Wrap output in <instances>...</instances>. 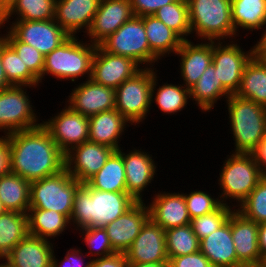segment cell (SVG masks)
<instances>
[{"mask_svg": "<svg viewBox=\"0 0 266 267\" xmlns=\"http://www.w3.org/2000/svg\"><path fill=\"white\" fill-rule=\"evenodd\" d=\"M5 137L10 145L12 173L33 182L56 175L65 169V154L42 124Z\"/></svg>", "mask_w": 266, "mask_h": 267, "instance_id": "1", "label": "cell"}, {"mask_svg": "<svg viewBox=\"0 0 266 267\" xmlns=\"http://www.w3.org/2000/svg\"><path fill=\"white\" fill-rule=\"evenodd\" d=\"M136 202L127 192L96 190L83 183L75 193L70 223L76 231L82 228L105 227Z\"/></svg>", "mask_w": 266, "mask_h": 267, "instance_id": "2", "label": "cell"}, {"mask_svg": "<svg viewBox=\"0 0 266 267\" xmlns=\"http://www.w3.org/2000/svg\"><path fill=\"white\" fill-rule=\"evenodd\" d=\"M234 153H251L266 136V108L250 99L230 95L226 100Z\"/></svg>", "mask_w": 266, "mask_h": 267, "instance_id": "3", "label": "cell"}, {"mask_svg": "<svg viewBox=\"0 0 266 267\" xmlns=\"http://www.w3.org/2000/svg\"><path fill=\"white\" fill-rule=\"evenodd\" d=\"M78 36H69L62 44L45 55L41 83L44 77L52 75L60 81H75L79 78L91 79L92 59L96 44L85 41ZM88 42V43H86ZM49 74V75H48ZM77 79V80H76Z\"/></svg>", "mask_w": 266, "mask_h": 267, "instance_id": "4", "label": "cell"}, {"mask_svg": "<svg viewBox=\"0 0 266 267\" xmlns=\"http://www.w3.org/2000/svg\"><path fill=\"white\" fill-rule=\"evenodd\" d=\"M187 3L191 35L195 33L201 41L235 40L231 0H187Z\"/></svg>", "mask_w": 266, "mask_h": 267, "instance_id": "5", "label": "cell"}, {"mask_svg": "<svg viewBox=\"0 0 266 267\" xmlns=\"http://www.w3.org/2000/svg\"><path fill=\"white\" fill-rule=\"evenodd\" d=\"M230 154L223 162L219 173L218 186L221 193L218 197L224 205L231 206L232 201L237 202L236 205L232 203V206L237 208V205L239 206L256 188L264 175L250 153Z\"/></svg>", "mask_w": 266, "mask_h": 267, "instance_id": "6", "label": "cell"}, {"mask_svg": "<svg viewBox=\"0 0 266 267\" xmlns=\"http://www.w3.org/2000/svg\"><path fill=\"white\" fill-rule=\"evenodd\" d=\"M81 185L66 169L30 182L29 208L54 210L70 219L75 193Z\"/></svg>", "mask_w": 266, "mask_h": 267, "instance_id": "7", "label": "cell"}, {"mask_svg": "<svg viewBox=\"0 0 266 267\" xmlns=\"http://www.w3.org/2000/svg\"><path fill=\"white\" fill-rule=\"evenodd\" d=\"M99 45L109 53L132 59L143 68H153L160 60L150 50L143 20L139 16H133Z\"/></svg>", "mask_w": 266, "mask_h": 267, "instance_id": "8", "label": "cell"}, {"mask_svg": "<svg viewBox=\"0 0 266 267\" xmlns=\"http://www.w3.org/2000/svg\"><path fill=\"white\" fill-rule=\"evenodd\" d=\"M156 68H142L115 89V109L130 125L143 123L151 110V89ZM155 70V71H154Z\"/></svg>", "mask_w": 266, "mask_h": 267, "instance_id": "9", "label": "cell"}, {"mask_svg": "<svg viewBox=\"0 0 266 267\" xmlns=\"http://www.w3.org/2000/svg\"><path fill=\"white\" fill-rule=\"evenodd\" d=\"M26 87L31 88L12 85L0 91V132H5L4 136L41 125Z\"/></svg>", "mask_w": 266, "mask_h": 267, "instance_id": "10", "label": "cell"}, {"mask_svg": "<svg viewBox=\"0 0 266 267\" xmlns=\"http://www.w3.org/2000/svg\"><path fill=\"white\" fill-rule=\"evenodd\" d=\"M229 42L212 41V64L218 80L232 95L238 91L245 66L254 56V51L252 46L248 51H243L245 49L235 40Z\"/></svg>", "mask_w": 266, "mask_h": 267, "instance_id": "11", "label": "cell"}, {"mask_svg": "<svg viewBox=\"0 0 266 267\" xmlns=\"http://www.w3.org/2000/svg\"><path fill=\"white\" fill-rule=\"evenodd\" d=\"M41 124L64 154L89 141V118L74 112L68 105Z\"/></svg>", "mask_w": 266, "mask_h": 267, "instance_id": "12", "label": "cell"}, {"mask_svg": "<svg viewBox=\"0 0 266 267\" xmlns=\"http://www.w3.org/2000/svg\"><path fill=\"white\" fill-rule=\"evenodd\" d=\"M7 29L21 42L33 46L47 55L62 44L70 35L54 20L23 21L8 23Z\"/></svg>", "mask_w": 266, "mask_h": 267, "instance_id": "13", "label": "cell"}, {"mask_svg": "<svg viewBox=\"0 0 266 267\" xmlns=\"http://www.w3.org/2000/svg\"><path fill=\"white\" fill-rule=\"evenodd\" d=\"M141 69L132 59L109 53L97 45L92 59L91 79L97 84L116 89Z\"/></svg>", "mask_w": 266, "mask_h": 267, "instance_id": "14", "label": "cell"}, {"mask_svg": "<svg viewBox=\"0 0 266 267\" xmlns=\"http://www.w3.org/2000/svg\"><path fill=\"white\" fill-rule=\"evenodd\" d=\"M115 150L91 141L73 147L65 154V169L80 183H86L106 163Z\"/></svg>", "mask_w": 266, "mask_h": 267, "instance_id": "15", "label": "cell"}, {"mask_svg": "<svg viewBox=\"0 0 266 267\" xmlns=\"http://www.w3.org/2000/svg\"><path fill=\"white\" fill-rule=\"evenodd\" d=\"M83 83L71 90L66 99L74 112L91 117L100 112L115 109V89L95 83L92 79H85ZM68 103V104H67Z\"/></svg>", "mask_w": 266, "mask_h": 267, "instance_id": "16", "label": "cell"}, {"mask_svg": "<svg viewBox=\"0 0 266 267\" xmlns=\"http://www.w3.org/2000/svg\"><path fill=\"white\" fill-rule=\"evenodd\" d=\"M125 256L129 264L168 263L165 231L149 219L125 251Z\"/></svg>", "mask_w": 266, "mask_h": 267, "instance_id": "17", "label": "cell"}, {"mask_svg": "<svg viewBox=\"0 0 266 267\" xmlns=\"http://www.w3.org/2000/svg\"><path fill=\"white\" fill-rule=\"evenodd\" d=\"M123 157L127 193L136 201H144V190L157 175V163L154 157L142 149L133 148L127 154L121 148L117 150ZM153 158V159H152ZM146 188V189H145Z\"/></svg>", "mask_w": 266, "mask_h": 267, "instance_id": "18", "label": "cell"}, {"mask_svg": "<svg viewBox=\"0 0 266 267\" xmlns=\"http://www.w3.org/2000/svg\"><path fill=\"white\" fill-rule=\"evenodd\" d=\"M150 219L149 207L137 201L129 210L104 227L116 252L125 253Z\"/></svg>", "mask_w": 266, "mask_h": 267, "instance_id": "19", "label": "cell"}, {"mask_svg": "<svg viewBox=\"0 0 266 267\" xmlns=\"http://www.w3.org/2000/svg\"><path fill=\"white\" fill-rule=\"evenodd\" d=\"M134 16L130 0H100L91 28L86 35L99 45Z\"/></svg>", "mask_w": 266, "mask_h": 267, "instance_id": "20", "label": "cell"}, {"mask_svg": "<svg viewBox=\"0 0 266 267\" xmlns=\"http://www.w3.org/2000/svg\"><path fill=\"white\" fill-rule=\"evenodd\" d=\"M148 202L150 219L164 231L174 227L189 225L186 201L182 192H166L159 190Z\"/></svg>", "mask_w": 266, "mask_h": 267, "instance_id": "21", "label": "cell"}, {"mask_svg": "<svg viewBox=\"0 0 266 267\" xmlns=\"http://www.w3.org/2000/svg\"><path fill=\"white\" fill-rule=\"evenodd\" d=\"M259 223L248 219L236 208L231 212V233L237 259L245 267H255L261 263L258 244Z\"/></svg>", "mask_w": 266, "mask_h": 267, "instance_id": "22", "label": "cell"}, {"mask_svg": "<svg viewBox=\"0 0 266 267\" xmlns=\"http://www.w3.org/2000/svg\"><path fill=\"white\" fill-rule=\"evenodd\" d=\"M100 0H56L54 20L70 35L91 28ZM85 29V31H84Z\"/></svg>", "mask_w": 266, "mask_h": 267, "instance_id": "23", "label": "cell"}, {"mask_svg": "<svg viewBox=\"0 0 266 267\" xmlns=\"http://www.w3.org/2000/svg\"><path fill=\"white\" fill-rule=\"evenodd\" d=\"M192 40L182 42L176 55L180 62V74L183 85L190 89L212 63V41L194 43Z\"/></svg>", "mask_w": 266, "mask_h": 267, "instance_id": "24", "label": "cell"}, {"mask_svg": "<svg viewBox=\"0 0 266 267\" xmlns=\"http://www.w3.org/2000/svg\"><path fill=\"white\" fill-rule=\"evenodd\" d=\"M199 246L213 267H245L237 259L231 233V214L216 231L200 240Z\"/></svg>", "mask_w": 266, "mask_h": 267, "instance_id": "25", "label": "cell"}, {"mask_svg": "<svg viewBox=\"0 0 266 267\" xmlns=\"http://www.w3.org/2000/svg\"><path fill=\"white\" fill-rule=\"evenodd\" d=\"M54 243L27 235L3 259L12 267H51Z\"/></svg>", "mask_w": 266, "mask_h": 267, "instance_id": "26", "label": "cell"}, {"mask_svg": "<svg viewBox=\"0 0 266 267\" xmlns=\"http://www.w3.org/2000/svg\"><path fill=\"white\" fill-rule=\"evenodd\" d=\"M116 109L100 112L89 117V141L119 150L125 128L131 126Z\"/></svg>", "mask_w": 266, "mask_h": 267, "instance_id": "27", "label": "cell"}, {"mask_svg": "<svg viewBox=\"0 0 266 267\" xmlns=\"http://www.w3.org/2000/svg\"><path fill=\"white\" fill-rule=\"evenodd\" d=\"M141 18L150 50L160 60L166 58V55L175 54L184 40L154 15H146Z\"/></svg>", "mask_w": 266, "mask_h": 267, "instance_id": "28", "label": "cell"}, {"mask_svg": "<svg viewBox=\"0 0 266 267\" xmlns=\"http://www.w3.org/2000/svg\"><path fill=\"white\" fill-rule=\"evenodd\" d=\"M230 95L218 80L217 71L212 63L190 88V100L195 101L196 106L204 113L210 112L219 99H227Z\"/></svg>", "mask_w": 266, "mask_h": 267, "instance_id": "29", "label": "cell"}, {"mask_svg": "<svg viewBox=\"0 0 266 267\" xmlns=\"http://www.w3.org/2000/svg\"><path fill=\"white\" fill-rule=\"evenodd\" d=\"M27 215L29 235L42 239L57 238L69 228L68 226L72 227L66 215L54 210L29 208Z\"/></svg>", "mask_w": 266, "mask_h": 267, "instance_id": "30", "label": "cell"}, {"mask_svg": "<svg viewBox=\"0 0 266 267\" xmlns=\"http://www.w3.org/2000/svg\"><path fill=\"white\" fill-rule=\"evenodd\" d=\"M237 96L250 99L266 108V64L253 56L245 66Z\"/></svg>", "mask_w": 266, "mask_h": 267, "instance_id": "31", "label": "cell"}, {"mask_svg": "<svg viewBox=\"0 0 266 267\" xmlns=\"http://www.w3.org/2000/svg\"><path fill=\"white\" fill-rule=\"evenodd\" d=\"M231 20L236 37L240 29L260 30L266 20V0H231Z\"/></svg>", "mask_w": 266, "mask_h": 267, "instance_id": "32", "label": "cell"}, {"mask_svg": "<svg viewBox=\"0 0 266 267\" xmlns=\"http://www.w3.org/2000/svg\"><path fill=\"white\" fill-rule=\"evenodd\" d=\"M158 73L154 75L151 89V105L156 103L158 108L163 114H177L185 110L190 96V89L186 88L183 84H168L158 86ZM156 93V94H155ZM155 101V102H154ZM184 108V109H183Z\"/></svg>", "mask_w": 266, "mask_h": 267, "instance_id": "33", "label": "cell"}, {"mask_svg": "<svg viewBox=\"0 0 266 267\" xmlns=\"http://www.w3.org/2000/svg\"><path fill=\"white\" fill-rule=\"evenodd\" d=\"M91 188L110 192H127L123 157L114 151L105 165L86 182Z\"/></svg>", "mask_w": 266, "mask_h": 267, "instance_id": "34", "label": "cell"}, {"mask_svg": "<svg viewBox=\"0 0 266 267\" xmlns=\"http://www.w3.org/2000/svg\"><path fill=\"white\" fill-rule=\"evenodd\" d=\"M0 200L7 211L27 214L30 202V182L12 172L1 176Z\"/></svg>", "mask_w": 266, "mask_h": 267, "instance_id": "35", "label": "cell"}, {"mask_svg": "<svg viewBox=\"0 0 266 267\" xmlns=\"http://www.w3.org/2000/svg\"><path fill=\"white\" fill-rule=\"evenodd\" d=\"M28 215L6 211L0 215V262L28 235Z\"/></svg>", "mask_w": 266, "mask_h": 267, "instance_id": "36", "label": "cell"}, {"mask_svg": "<svg viewBox=\"0 0 266 267\" xmlns=\"http://www.w3.org/2000/svg\"><path fill=\"white\" fill-rule=\"evenodd\" d=\"M0 54L6 79L11 85L39 86V80L28 70L16 51L0 36Z\"/></svg>", "mask_w": 266, "mask_h": 267, "instance_id": "37", "label": "cell"}, {"mask_svg": "<svg viewBox=\"0 0 266 267\" xmlns=\"http://www.w3.org/2000/svg\"><path fill=\"white\" fill-rule=\"evenodd\" d=\"M56 0H11L7 5L8 23L14 18L23 21H44L55 18Z\"/></svg>", "mask_w": 266, "mask_h": 267, "instance_id": "38", "label": "cell"}, {"mask_svg": "<svg viewBox=\"0 0 266 267\" xmlns=\"http://www.w3.org/2000/svg\"><path fill=\"white\" fill-rule=\"evenodd\" d=\"M168 28L176 32L184 41L191 35L187 0H176L164 5L154 14Z\"/></svg>", "mask_w": 266, "mask_h": 267, "instance_id": "39", "label": "cell"}, {"mask_svg": "<svg viewBox=\"0 0 266 267\" xmlns=\"http://www.w3.org/2000/svg\"><path fill=\"white\" fill-rule=\"evenodd\" d=\"M165 242L168 259L193 254L200 250V241L190 224L167 229Z\"/></svg>", "mask_w": 266, "mask_h": 267, "instance_id": "40", "label": "cell"}, {"mask_svg": "<svg viewBox=\"0 0 266 267\" xmlns=\"http://www.w3.org/2000/svg\"><path fill=\"white\" fill-rule=\"evenodd\" d=\"M5 31L7 33H1L0 36L16 51L28 70L41 83L45 55L33 46L18 40L8 29L5 28Z\"/></svg>", "mask_w": 266, "mask_h": 267, "instance_id": "41", "label": "cell"}, {"mask_svg": "<svg viewBox=\"0 0 266 267\" xmlns=\"http://www.w3.org/2000/svg\"><path fill=\"white\" fill-rule=\"evenodd\" d=\"M237 207V210L248 219L256 223L266 222V176L259 181L256 188Z\"/></svg>", "mask_w": 266, "mask_h": 267, "instance_id": "42", "label": "cell"}, {"mask_svg": "<svg viewBox=\"0 0 266 267\" xmlns=\"http://www.w3.org/2000/svg\"><path fill=\"white\" fill-rule=\"evenodd\" d=\"M233 209L232 206L222 204L217 210L209 214L191 219L190 225L198 240L204 239L223 225Z\"/></svg>", "mask_w": 266, "mask_h": 267, "instance_id": "43", "label": "cell"}, {"mask_svg": "<svg viewBox=\"0 0 266 267\" xmlns=\"http://www.w3.org/2000/svg\"><path fill=\"white\" fill-rule=\"evenodd\" d=\"M78 231L80 234L79 236H82L84 243H86L89 248L86 254H88V256L90 255V258H101L116 253L104 227L82 228Z\"/></svg>", "mask_w": 266, "mask_h": 267, "instance_id": "44", "label": "cell"}, {"mask_svg": "<svg viewBox=\"0 0 266 267\" xmlns=\"http://www.w3.org/2000/svg\"><path fill=\"white\" fill-rule=\"evenodd\" d=\"M183 195L191 219L209 214L222 205L219 197L215 199L211 194L202 190H193Z\"/></svg>", "mask_w": 266, "mask_h": 267, "instance_id": "45", "label": "cell"}, {"mask_svg": "<svg viewBox=\"0 0 266 267\" xmlns=\"http://www.w3.org/2000/svg\"><path fill=\"white\" fill-rule=\"evenodd\" d=\"M82 251L81 247L80 249L72 247L66 252L65 258L61 261L55 257V252H53L51 267H91L93 259L90 258L89 261L86 260L87 262H84L85 258L90 256L86 253L85 255L82 254Z\"/></svg>", "mask_w": 266, "mask_h": 267, "instance_id": "46", "label": "cell"}, {"mask_svg": "<svg viewBox=\"0 0 266 267\" xmlns=\"http://www.w3.org/2000/svg\"><path fill=\"white\" fill-rule=\"evenodd\" d=\"M168 267H213L209 259L199 250L196 253L172 257Z\"/></svg>", "mask_w": 266, "mask_h": 267, "instance_id": "47", "label": "cell"}, {"mask_svg": "<svg viewBox=\"0 0 266 267\" xmlns=\"http://www.w3.org/2000/svg\"><path fill=\"white\" fill-rule=\"evenodd\" d=\"M176 0H130L134 16L153 15L164 5H168Z\"/></svg>", "mask_w": 266, "mask_h": 267, "instance_id": "48", "label": "cell"}, {"mask_svg": "<svg viewBox=\"0 0 266 267\" xmlns=\"http://www.w3.org/2000/svg\"><path fill=\"white\" fill-rule=\"evenodd\" d=\"M91 267H129L125 253L116 252L109 256L95 258Z\"/></svg>", "mask_w": 266, "mask_h": 267, "instance_id": "49", "label": "cell"}, {"mask_svg": "<svg viewBox=\"0 0 266 267\" xmlns=\"http://www.w3.org/2000/svg\"><path fill=\"white\" fill-rule=\"evenodd\" d=\"M11 172L10 145L3 135L0 137V177Z\"/></svg>", "mask_w": 266, "mask_h": 267, "instance_id": "50", "label": "cell"}, {"mask_svg": "<svg viewBox=\"0 0 266 267\" xmlns=\"http://www.w3.org/2000/svg\"><path fill=\"white\" fill-rule=\"evenodd\" d=\"M262 174L266 176V136L258 143V145L250 153Z\"/></svg>", "mask_w": 266, "mask_h": 267, "instance_id": "51", "label": "cell"}, {"mask_svg": "<svg viewBox=\"0 0 266 267\" xmlns=\"http://www.w3.org/2000/svg\"><path fill=\"white\" fill-rule=\"evenodd\" d=\"M258 244L261 256V262L266 261V222L259 223Z\"/></svg>", "mask_w": 266, "mask_h": 267, "instance_id": "52", "label": "cell"}, {"mask_svg": "<svg viewBox=\"0 0 266 267\" xmlns=\"http://www.w3.org/2000/svg\"><path fill=\"white\" fill-rule=\"evenodd\" d=\"M266 28V20L263 22L261 29ZM266 49V29L261 33L259 41L254 44L252 50L254 51L255 56H259Z\"/></svg>", "mask_w": 266, "mask_h": 267, "instance_id": "53", "label": "cell"}, {"mask_svg": "<svg viewBox=\"0 0 266 267\" xmlns=\"http://www.w3.org/2000/svg\"><path fill=\"white\" fill-rule=\"evenodd\" d=\"M7 23V4L4 0H0V29L3 30Z\"/></svg>", "mask_w": 266, "mask_h": 267, "instance_id": "54", "label": "cell"}, {"mask_svg": "<svg viewBox=\"0 0 266 267\" xmlns=\"http://www.w3.org/2000/svg\"><path fill=\"white\" fill-rule=\"evenodd\" d=\"M12 85L6 79L5 71L2 67L1 54H0V91L11 87Z\"/></svg>", "mask_w": 266, "mask_h": 267, "instance_id": "55", "label": "cell"}, {"mask_svg": "<svg viewBox=\"0 0 266 267\" xmlns=\"http://www.w3.org/2000/svg\"><path fill=\"white\" fill-rule=\"evenodd\" d=\"M129 267H168V263H140V264H129Z\"/></svg>", "mask_w": 266, "mask_h": 267, "instance_id": "56", "label": "cell"}, {"mask_svg": "<svg viewBox=\"0 0 266 267\" xmlns=\"http://www.w3.org/2000/svg\"><path fill=\"white\" fill-rule=\"evenodd\" d=\"M259 57L266 64V49L259 55Z\"/></svg>", "mask_w": 266, "mask_h": 267, "instance_id": "57", "label": "cell"}, {"mask_svg": "<svg viewBox=\"0 0 266 267\" xmlns=\"http://www.w3.org/2000/svg\"><path fill=\"white\" fill-rule=\"evenodd\" d=\"M2 262L0 263V267H12L7 261L1 259Z\"/></svg>", "mask_w": 266, "mask_h": 267, "instance_id": "58", "label": "cell"}, {"mask_svg": "<svg viewBox=\"0 0 266 267\" xmlns=\"http://www.w3.org/2000/svg\"><path fill=\"white\" fill-rule=\"evenodd\" d=\"M7 211V209L4 207L3 203L0 200V215L5 213Z\"/></svg>", "mask_w": 266, "mask_h": 267, "instance_id": "59", "label": "cell"}, {"mask_svg": "<svg viewBox=\"0 0 266 267\" xmlns=\"http://www.w3.org/2000/svg\"><path fill=\"white\" fill-rule=\"evenodd\" d=\"M255 267H266V261L261 262L259 265Z\"/></svg>", "mask_w": 266, "mask_h": 267, "instance_id": "60", "label": "cell"}, {"mask_svg": "<svg viewBox=\"0 0 266 267\" xmlns=\"http://www.w3.org/2000/svg\"><path fill=\"white\" fill-rule=\"evenodd\" d=\"M11 0H4V2L8 5V3L10 2Z\"/></svg>", "mask_w": 266, "mask_h": 267, "instance_id": "61", "label": "cell"}]
</instances>
